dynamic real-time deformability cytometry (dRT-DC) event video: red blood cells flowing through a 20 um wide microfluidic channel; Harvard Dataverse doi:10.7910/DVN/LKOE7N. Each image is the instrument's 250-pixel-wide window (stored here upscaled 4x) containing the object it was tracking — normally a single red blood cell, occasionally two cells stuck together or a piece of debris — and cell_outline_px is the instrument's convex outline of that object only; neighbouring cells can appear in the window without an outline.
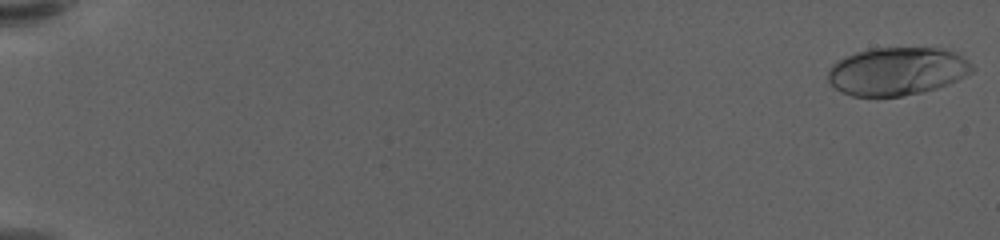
{"species": "human", "species_latin": "Homo sapiens", "temperature_condition": "warm", "stored_images_in_passage": 61, "camera_frame_rate_fps": 3000, "um_per_image_px": 0.085, "donor": {"sex": "female"}, "frame": {"image": 1, "passage_image": 2, "time_ms": 0.333, "image_size_px": [1000, 240], "cell_outline_px": [[968, 64], [952, 80], [944, 84], [932, 88], [900, 96], [852, 96], [836, 88], [828, 80], [828, 72], [840, 60], [848, 56], [860, 52], [876, 48], [932, 48], [948, 52], [964, 60]], "centroid_in_image_um": [76.04, 6.07], "position_along_channel_um": 9.0, "area_um2": 37.57}}
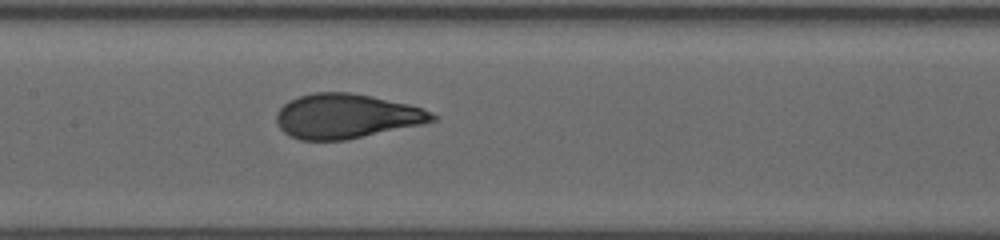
{"frame": {"image": 2, "passage_image": 33, "time_ms": 10.667, "image_size_px": [1000, 240], "cell_outline_px": [[436, 120], [420, 124], [344, 140], [300, 140], [284, 132], [280, 128], [276, 120], [276, 116], [280, 108], [284, 104], [300, 96], [316, 92], [348, 92], [372, 96], [408, 104], [420, 108], [436, 116]], "centroid_in_image_um": [29.4, 9.87], "position_along_channel_um": 178.0, "area_um2": 39.71}}
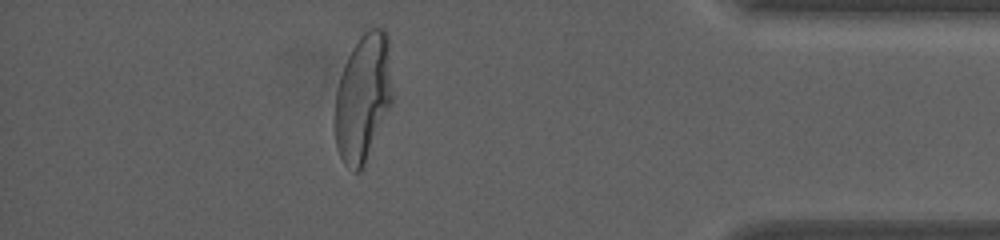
{"frame": {"image": 3, "passage_image": 55, "time_ms": 18.0, "image_size_px": [1000, 240], "cell_outline_px": [[392, 104], [364, 164], [360, 172], [356, 172], [344, 164], [336, 148], [336, 92], [340, 76], [344, 64], [352, 48], [360, 36], [364, 32], [372, 28], [384, 28], [388, 36], [392, 96]], "centroid_in_image_um": [30.87, 8.28], "position_along_channel_um": 404.3, "area_um2": 42.43}, "authors_computed_cell_mechanics": {"area_um2": 39.7086, "velocity_mm_per_s": 3.5227, "shape_relaxation_time_tau1_ms": 5.5729, "shape_relaxation_time_tau2_ms": null, "deformation_change_tau1": 0.2504, "deformation_change_tau2": null}}